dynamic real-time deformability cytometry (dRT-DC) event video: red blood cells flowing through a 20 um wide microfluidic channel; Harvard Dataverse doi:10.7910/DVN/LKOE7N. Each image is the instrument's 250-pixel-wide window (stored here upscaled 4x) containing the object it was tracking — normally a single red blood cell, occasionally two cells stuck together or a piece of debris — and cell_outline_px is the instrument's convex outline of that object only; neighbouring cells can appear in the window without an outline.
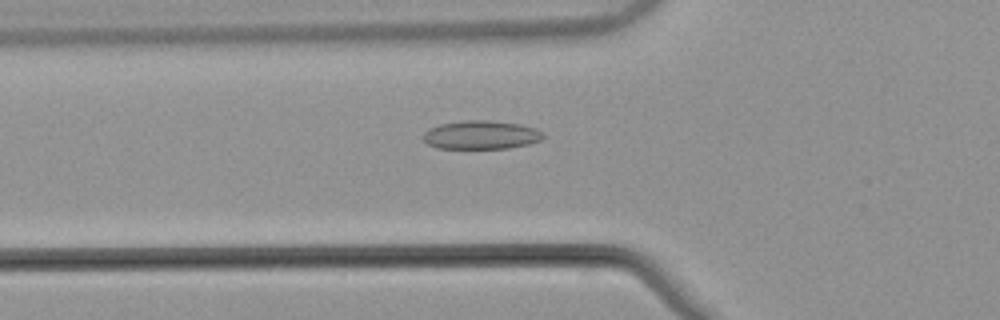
{"species": "common noctule bat (a hibernating species)", "species_latin": "Nyctalus noctula", "temperature_condition": "warm", "stored_images_in_passage": 54, "camera_frame_rate_fps": 3000, "um_per_image_px": 0.085, "animal": {"sex": "male", "body_mass_g": 21.5, "forearm_length_mm": 52.0}, "frame": {"image": 1, "passage_image": 20, "time_ms": 6.333, "image_size_px": [1000, 320], "cell_outline_px": [[544, 136], [540, 140], [528, 144], [508, 148], [436, 148], [428, 144], [424, 140], [424, 132], [428, 128], [440, 124], [464, 120], [492, 120], [520, 124], [536, 128], [544, 132]], "centroid_in_image_um": [40.9, 11.45], "position_along_channel_um": 84.9, "area_um2": 20.06}}
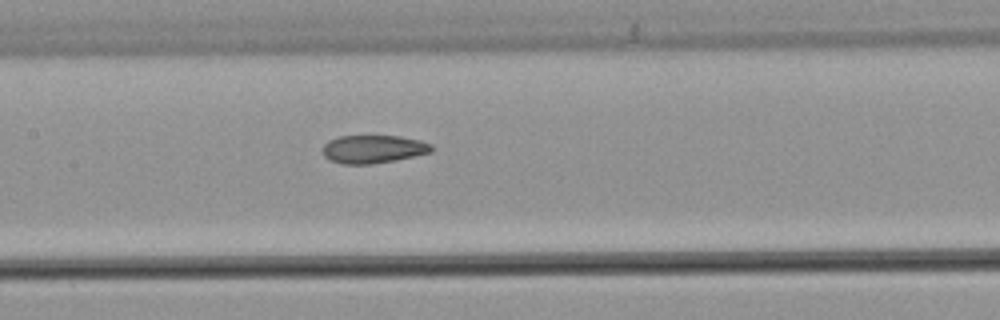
{"frame": {"image": 2, "passage_image": 27, "time_ms": 8.667, "image_size_px": [1000, 320], "cell_outline_px": [[436, 148], [432, 152], [396, 160], [372, 164], [344, 164], [328, 160], [324, 156], [324, 144], [328, 140], [340, 136], [400, 136], [420, 140], [432, 144]], "centroid_in_image_um": [31.76, 12.67], "position_along_channel_um": 175.6, "area_um2": 17.98}}
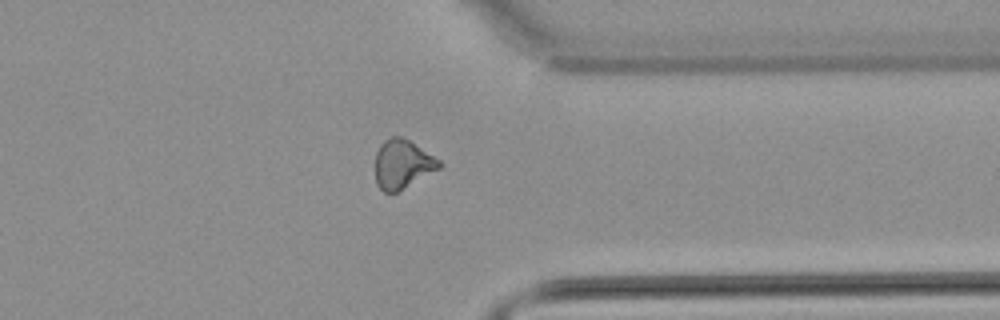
{"frame": {"image": 3, "passage_image": 43, "time_ms": 14.0, "image_size_px": [1000, 320], "cell_outline_px": [[440, 168], [396, 192], [384, 192], [376, 184], [376, 152], [380, 144], [384, 140], [392, 136], [400, 136], [408, 140], [440, 160]], "centroid_in_image_um": [34.18, 13.94], "position_along_channel_um": 377.2, "area_um2": 17.86}, "authors_computed_cell_mechanics": {"area_um2": 18.7561, "velocity_mm_per_s": 3.8583, "shape_relaxation_time_tau1_ms": null, "shape_relaxation_time_tau2_ms": 4.6223, "deformation_change_tau1": null, "deformation_change_tau2": 0.1051}}